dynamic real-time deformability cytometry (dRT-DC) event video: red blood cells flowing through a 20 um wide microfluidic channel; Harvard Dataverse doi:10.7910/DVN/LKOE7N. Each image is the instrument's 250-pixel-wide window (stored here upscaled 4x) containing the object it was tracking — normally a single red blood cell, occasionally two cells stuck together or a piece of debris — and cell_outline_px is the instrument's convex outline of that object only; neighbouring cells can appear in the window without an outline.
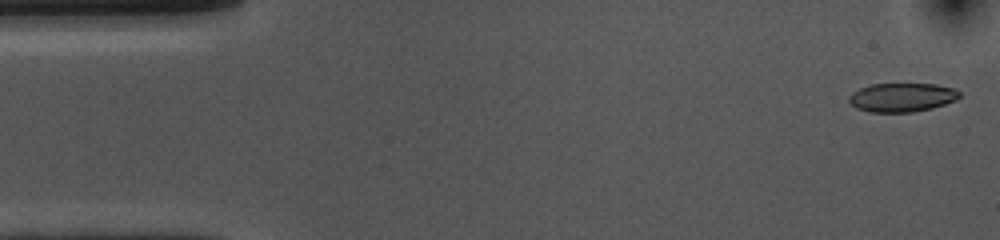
{"species": "common noctule bat (a hibernating species)", "species_latin": "Nyctalus noctula", "temperature_condition": "cold", "stored_images_in_passage": 52, "camera_frame_rate_fps": 3000, "um_per_image_px": 0.085, "animal": {"sex": "female", "body_mass_g": 10.0, "forearm_length_mm": 53.1}, "frame": {"image": 1, "passage_image": 1, "time_ms": 0.0, "image_size_px": [1000, 240], "cell_outline_px": [[960, 96], [956, 100], [932, 108], [912, 112], [868, 112], [856, 108], [848, 100], [848, 96], [852, 92], [860, 88], [872, 84], [936, 84], [956, 88], [960, 92]], "centroid_in_image_um": [76.67, 8.27], "position_along_channel_um": 8.3, "area_um2": 18.67}}
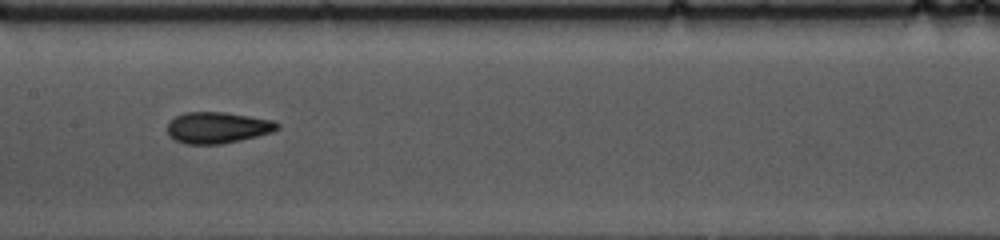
{"frame": {"image": 2, "passage_image": 24, "time_ms": 7.667, "image_size_px": [1000, 240], "cell_outline_px": [[280, 128], [272, 132], [240, 140], [220, 144], [188, 144], [176, 140], [168, 136], [168, 124], [176, 116], [184, 112], [224, 112], [272, 120], [280, 124]], "centroid_in_image_um": [18.49, 10.85], "position_along_channel_um": 188.9, "area_um2": 19.88}}
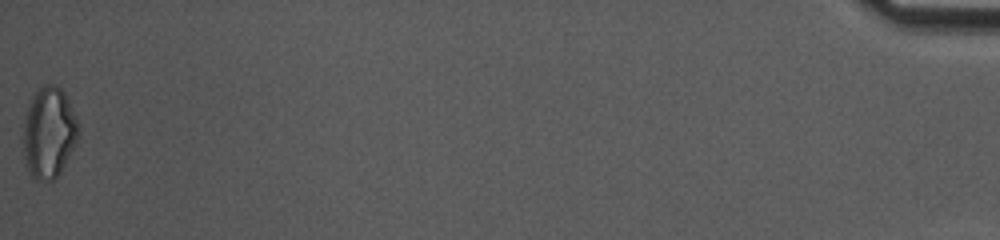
{"frame": {"image": 3, "passage_image": 52, "time_ms": 17.0, "image_size_px": [1000, 240], "cell_outline_px": [[80, 132], [76, 144], [60, 172], [52, 180], [36, 180], [32, 176], [28, 168], [24, 156], [24, 120], [32, 96], [36, 88], [44, 84], [52, 84], [60, 88], [64, 92], [68, 100], [80, 128]], "centroid_in_image_um": [4.17, 11.24], "position_along_channel_um": 431.0, "area_um2": 29.07}, "authors_computed_cell_mechanics": {"area_um2": 19.8254, "velocity_mm_per_s": 3.7326, "shape_relaxation_time_tau1_ms": 6.3131, "shape_relaxation_time_tau2_ms": 2.5681, "deformation_change_tau1": 0.1408, "deformation_change_tau2": 0.0751}}